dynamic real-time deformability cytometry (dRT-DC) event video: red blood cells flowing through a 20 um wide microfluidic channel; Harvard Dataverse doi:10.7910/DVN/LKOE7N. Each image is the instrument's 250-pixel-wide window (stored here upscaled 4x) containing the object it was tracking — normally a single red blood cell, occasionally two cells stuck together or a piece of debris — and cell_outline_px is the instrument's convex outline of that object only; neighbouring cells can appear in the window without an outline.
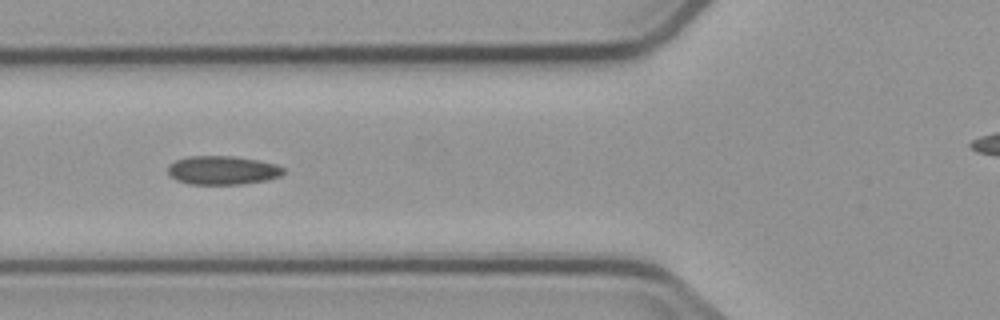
{"species": "common noctule bat (a hibernating species)", "species_latin": "Nyctalus noctula", "temperature_condition": "cold", "stored_images_in_passage": 15, "camera_frame_rate_fps": 3000, "um_per_image_px": 0.085, "animal": {"sex": "male", "body_mass_g": 23.1, "forearm_length_mm": 52.7}, "frame": {"image": 1, "passage_image": 5, "time_ms": 6.0, "image_size_px": [1000, 320], "cell_outline_px": [[284, 172], [280, 176], [268, 180], [244, 184], [188, 184], [176, 180], [168, 172], [168, 164], [176, 160], [188, 156], [232, 156], [260, 160], [276, 164], [284, 168]], "centroid_in_image_um": [18.93, 14.47], "position_along_channel_um": 106.9, "area_um2": 19.48}}
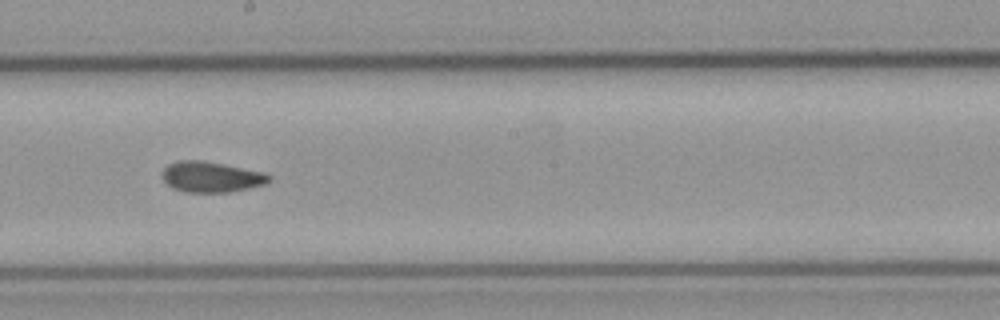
{"frame": {"image": 2, "passage_image": 8, "time_ms": 9.333, "image_size_px": [1000, 320], "cell_outline_px": [[272, 180], [268, 184], [232, 192], [184, 192], [172, 188], [164, 180], [164, 168], [168, 164], [176, 160], [200, 160], [224, 164], [264, 172], [272, 176]], "centroid_in_image_um": [18.01, 15.04], "position_along_channel_um": 230.2, "area_um2": 19.25}}
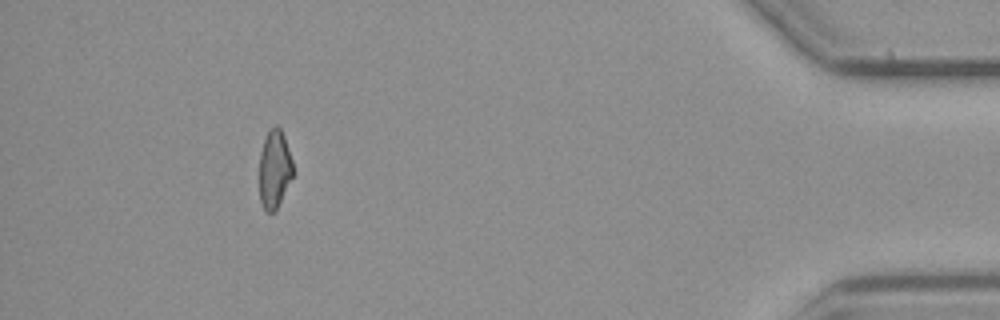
{"frame": {"image": 3, "passage_image": 15, "time_ms": 18.667, "image_size_px": [1000, 320], "cell_outline_px": [[292, 176], [276, 208], [272, 212], [268, 212], [264, 208], [260, 200], [260, 152], [268, 128], [276, 124], [280, 128], [284, 136], [292, 160]], "centroid_in_image_um": [23.31, 14.3], "position_along_channel_um": 411.9, "area_um2": 14.97}}